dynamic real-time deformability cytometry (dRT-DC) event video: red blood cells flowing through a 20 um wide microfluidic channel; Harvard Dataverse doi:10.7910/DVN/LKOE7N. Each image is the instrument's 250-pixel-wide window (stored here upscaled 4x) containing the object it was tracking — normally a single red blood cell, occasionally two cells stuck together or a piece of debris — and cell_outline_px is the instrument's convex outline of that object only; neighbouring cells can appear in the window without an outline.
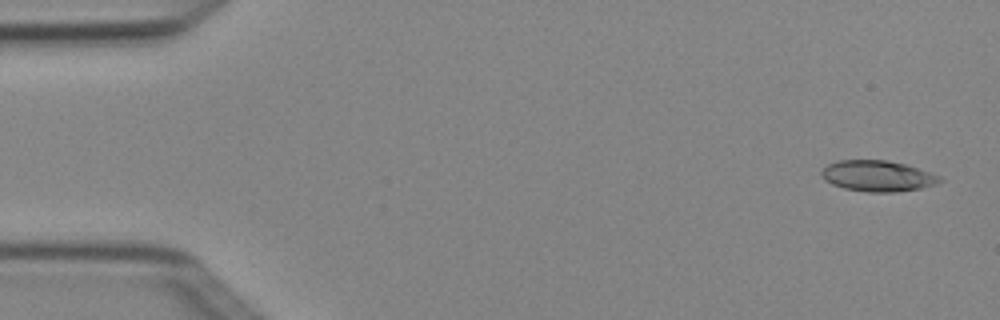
{"species": "Egyptian fruit bat (a non-hibernating species)", "species_latin": "Rousettus aegyptiacus", "temperature_condition": "cold", "stored_images_in_passage": 5, "camera_frame_rate_fps": 3000, "um_per_image_px": 0.085, "animal": {"sex": "female"}, "frame": {"image": 1, "passage_image": 1, "time_ms": 0.0, "image_size_px": [1000, 320], "cell_outline_px": [[944, 180], [936, 184], [920, 188], [896, 192], [868, 192], [844, 188], [832, 184], [824, 180], [820, 176], [820, 172], [828, 164], [840, 160], [888, 160], [904, 164], [940, 176]], "centroid_in_image_um": [74.57, 14.96], "position_along_channel_um": 10.4, "area_um2": 21.21}}
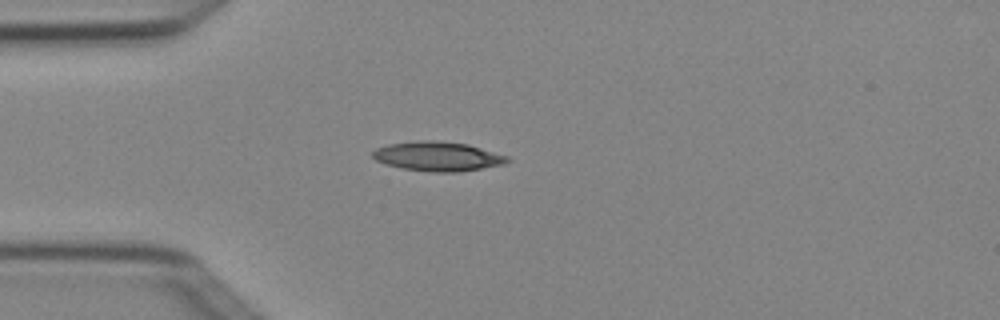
{"frame": {"image": 2, "passage_image": 4, "time_ms": 1.0, "image_size_px": [1000, 320], "cell_outline_px": [[512, 160], [504, 164], [460, 172], [432, 172], [400, 168], [384, 164], [376, 160], [372, 156], [372, 152], [376, 148], [388, 144], [420, 140], [432, 140], [468, 144], [508, 156]], "centroid_in_image_um": [37.2, 13.29], "position_along_channel_um": 47.8, "area_um2": 23.18}}